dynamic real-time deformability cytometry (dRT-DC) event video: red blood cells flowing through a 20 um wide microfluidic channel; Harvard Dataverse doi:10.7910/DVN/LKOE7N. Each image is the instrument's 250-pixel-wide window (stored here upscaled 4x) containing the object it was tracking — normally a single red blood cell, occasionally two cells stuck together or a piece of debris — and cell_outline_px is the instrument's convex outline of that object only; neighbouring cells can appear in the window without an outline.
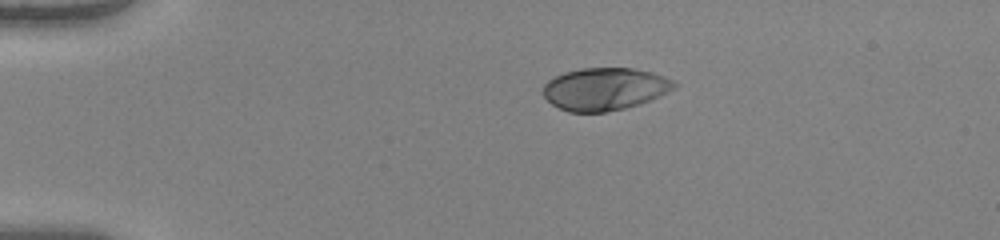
{"species": "human", "species_latin": "Homo sapiens", "temperature_condition": "warm", "stored_images_in_passage": 41, "camera_frame_rate_fps": 3000, "um_per_image_px": 0.085, "donor": {"sex": "female"}, "frame": {"image": 1, "passage_image": 1, "time_ms": 0.0, "image_size_px": [1000, 240], "cell_outline_px": [[676, 88], [660, 96], [640, 104], [624, 108], [604, 112], [568, 112], [552, 104], [544, 96], [544, 84], [548, 80], [564, 72], [580, 68], [632, 68], [652, 72], [676, 80]], "centroid_in_image_um": [51.44, 7.56], "position_along_channel_um": 33.6, "area_um2": 32.54}}
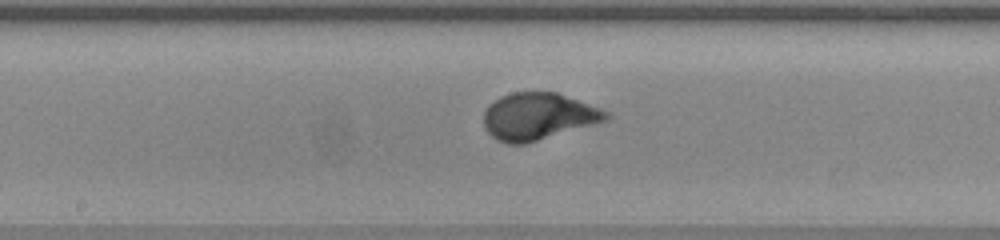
{"frame": {"image": 2, "passage_image": 18, "time_ms": 5.667, "image_size_px": [1000, 240], "cell_outline_px": [[612, 116], [608, 120], [596, 124], [524, 144], [508, 144], [496, 140], [484, 128], [484, 112], [488, 104], [500, 96], [512, 92], [556, 92], [600, 108], [608, 112]], "centroid_in_image_um": [45.74, 9.89], "position_along_channel_um": 202.5, "area_um2": 33.64}}
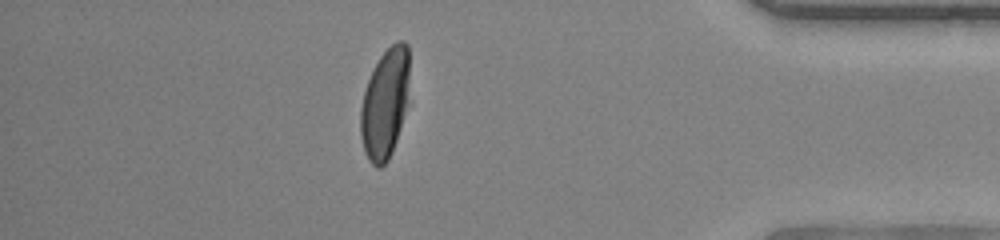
{"frame": {"image": 3, "passage_image": 35, "time_ms": 11.333, "image_size_px": [1000, 240], "cell_outline_px": [[408, 80], [404, 108], [400, 128], [392, 152], [388, 160], [380, 168], [376, 168], [368, 160], [364, 152], [360, 136], [360, 108], [364, 92], [368, 80], [380, 56], [396, 40], [404, 40], [408, 44]], "centroid_in_image_um": [32.68, 8.82], "position_along_channel_um": 402.5, "area_um2": 30.87}, "authors_computed_cell_mechanics": {"area_um2": 32.5992, "velocity_mm_per_s": 4.0891, "shape_relaxation_time_tau1_ms": 2.9093, "shape_relaxation_time_tau2_ms": null, "deformation_change_tau1": 0.2141, "deformation_change_tau2": null}}